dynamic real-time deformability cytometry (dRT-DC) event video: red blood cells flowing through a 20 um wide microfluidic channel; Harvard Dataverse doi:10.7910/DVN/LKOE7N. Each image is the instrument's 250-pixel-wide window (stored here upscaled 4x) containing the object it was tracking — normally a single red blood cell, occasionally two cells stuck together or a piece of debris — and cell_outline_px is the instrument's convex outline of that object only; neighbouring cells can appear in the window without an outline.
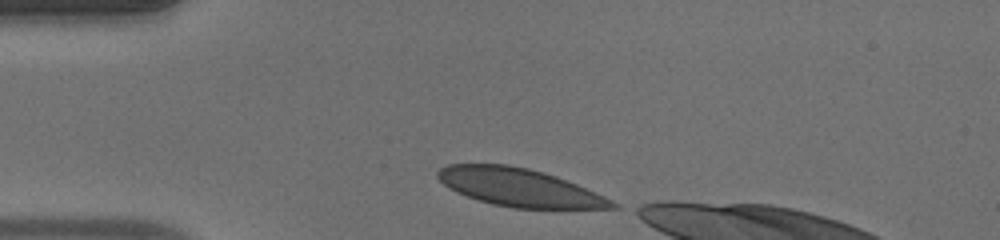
{"species": "human", "species_latin": "Homo sapiens", "temperature_condition": "warm", "stored_images_in_passage": 30, "camera_frame_rate_fps": 3000, "um_per_image_px": 0.085, "donor": {"sex": "male"}, "frame": {"image": 1, "passage_image": 1, "time_ms": 0.0, "image_size_px": [1000, 240], "cell_outline_px": [[620, 208], [516, 208], [492, 204], [468, 196], [444, 184], [436, 176], [436, 172], [440, 168], [448, 164], [508, 164], [528, 168], [544, 172], [556, 176], [576, 184], [604, 196], [616, 204]], "centroid_in_image_um": [44.13, 15.92], "position_along_channel_um": 40.9, "area_um2": 37.97}}
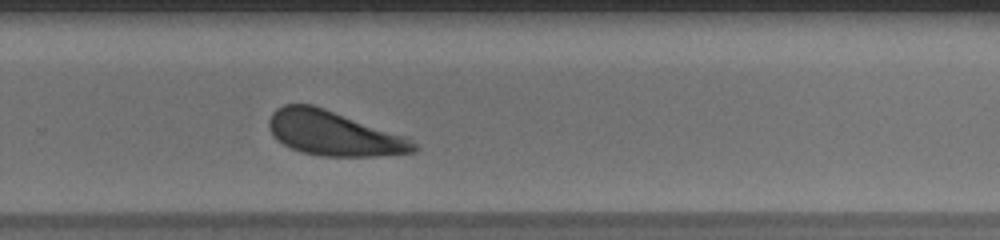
{"frame": {"image": 2, "passage_image": 22, "time_ms": 7.0, "image_size_px": [1000, 240], "cell_outline_px": [[416, 148], [412, 152], [376, 156], [320, 156], [304, 152], [292, 148], [276, 140], [272, 136], [268, 128], [268, 120], [272, 112], [276, 108], [284, 104], [312, 104], [324, 108], [404, 136], [416, 144]], "centroid_in_image_um": [28.28, 11.32], "position_along_channel_um": 301.5, "area_um2": 37.22}}
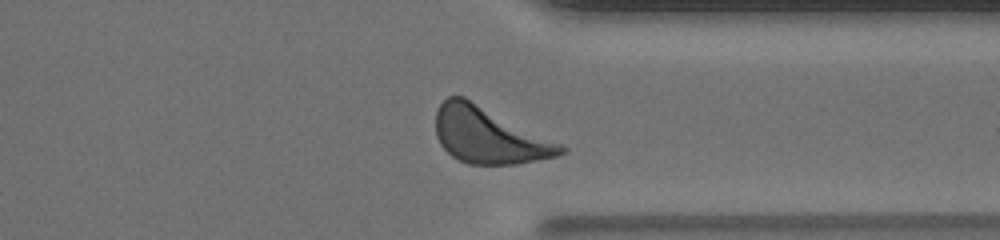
{"frame": {"image": 3, "passage_image": 27, "time_ms": 8.667, "image_size_px": [1000, 240], "cell_outline_px": [[568, 148], [564, 152], [556, 156], [516, 164], [468, 164], [452, 156], [440, 144], [436, 136], [436, 112], [440, 104], [448, 96], [464, 96]], "centroid_in_image_um": [41.51, 11.51], "position_along_channel_um": 369.9, "area_um2": 40.23}}